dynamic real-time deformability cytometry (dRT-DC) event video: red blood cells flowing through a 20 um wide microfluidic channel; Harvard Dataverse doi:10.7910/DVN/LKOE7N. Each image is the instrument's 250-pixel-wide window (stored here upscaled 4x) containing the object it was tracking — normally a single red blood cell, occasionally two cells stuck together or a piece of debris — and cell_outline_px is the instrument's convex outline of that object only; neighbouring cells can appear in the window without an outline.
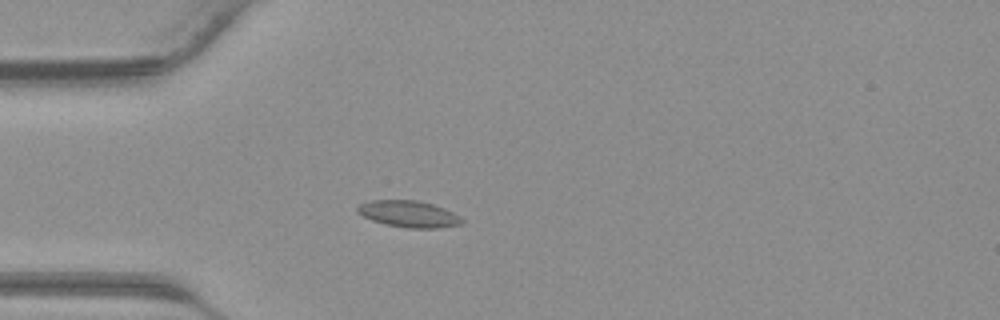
{"species": "common noctule bat (a hibernating species)", "species_latin": "Nyctalus noctula", "temperature_condition": "warm", "stored_images_in_passage": 41, "camera_frame_rate_fps": 3000, "um_per_image_px": 0.085, "animal": {"sex": "male", "body_mass_g": 23.1, "forearm_length_mm": 52.7}, "frame": {"image": 1, "passage_image": 11, "time_ms": 3.333, "image_size_px": [1000, 320], "cell_outline_px": [[464, 220], [460, 224], [440, 228], [408, 228], [384, 224], [372, 220], [356, 212], [356, 208], [360, 204], [368, 200], [416, 200], [432, 204], [444, 208], [460, 216]], "centroid_in_image_um": [34.72, 18.18], "position_along_channel_um": 50.3, "area_um2": 16.18}}
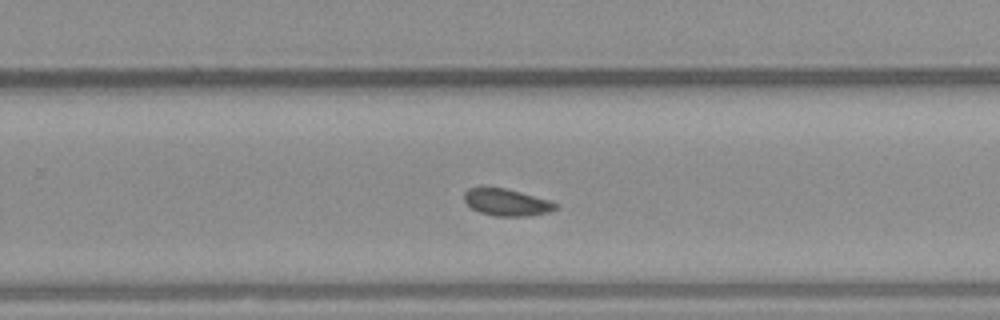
{"frame": {"image": 2, "passage_image": 26, "time_ms": 8.333, "image_size_px": [1000, 320], "cell_outline_px": [[560, 204], [556, 208], [548, 212], [528, 216], [496, 216], [480, 212], [472, 208], [464, 200], [464, 192], [468, 188], [480, 184], [504, 188], [552, 200]], "centroid_in_image_um": [43.04, 17.15], "position_along_channel_um": 286.8, "area_um2": 14.8}}
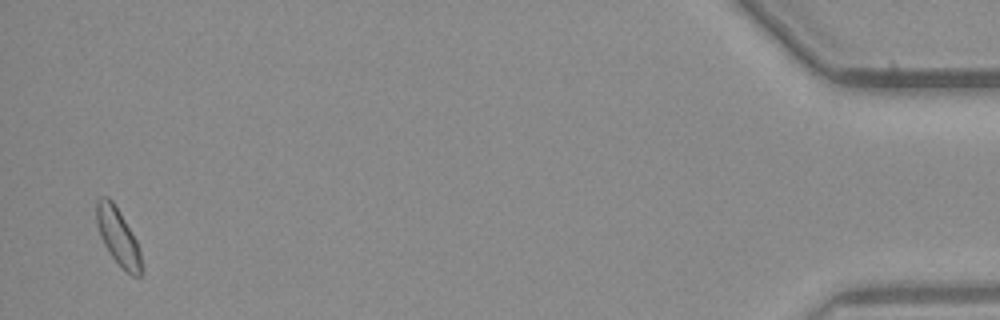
{"frame": {"image": 3, "passage_image": 40, "time_ms": 13.0, "image_size_px": [1000, 320], "cell_outline_px": [[140, 276], [132, 276], [112, 256], [104, 244], [100, 236], [96, 224], [96, 200], [100, 196], [108, 196], [112, 200], [120, 212], [136, 240], [140, 252]], "centroid_in_image_um": [9.98, 20.03], "position_along_channel_um": 425.2, "area_um2": 14.51}}